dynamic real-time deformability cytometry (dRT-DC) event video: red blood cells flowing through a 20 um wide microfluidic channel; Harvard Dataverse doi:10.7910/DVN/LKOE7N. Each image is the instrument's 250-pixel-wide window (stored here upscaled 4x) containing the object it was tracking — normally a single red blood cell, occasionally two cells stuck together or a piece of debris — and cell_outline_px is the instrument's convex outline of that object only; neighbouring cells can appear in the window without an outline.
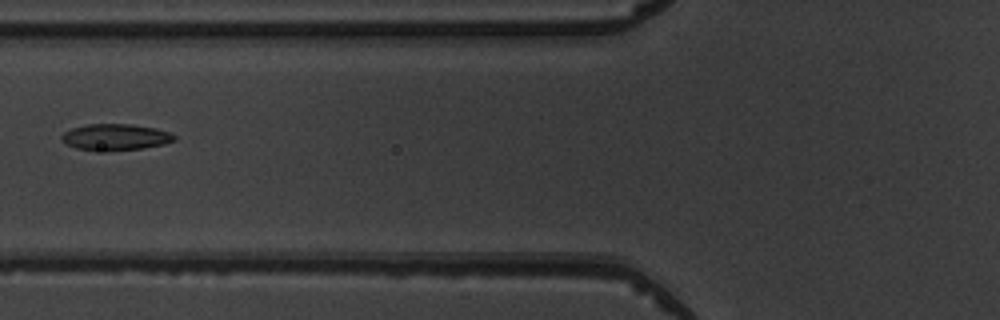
{"species": "common noctule bat (a hibernating species)", "species_latin": "Nyctalus noctula", "temperature_condition": "warm", "stored_images_in_passage": 6, "camera_frame_rate_fps": 3000, "um_per_image_px": 0.085, "animal": {"sex": "male", "body_mass_g": 19.5, "forearm_length_mm": 54.6}, "frame": {"image": 1, "passage_image": 6, "time_ms": 5.667, "image_size_px": [1000, 320], "cell_outline_px": [[176, 140], [164, 144], [144, 148], [108, 152], [76, 148], [68, 144], [60, 136], [64, 132], [72, 128], [88, 124], [132, 124], [156, 128], [172, 132], [176, 136]], "centroid_in_image_um": [9.87, 11.66], "position_along_channel_um": 115.9, "area_um2": 17.51}}